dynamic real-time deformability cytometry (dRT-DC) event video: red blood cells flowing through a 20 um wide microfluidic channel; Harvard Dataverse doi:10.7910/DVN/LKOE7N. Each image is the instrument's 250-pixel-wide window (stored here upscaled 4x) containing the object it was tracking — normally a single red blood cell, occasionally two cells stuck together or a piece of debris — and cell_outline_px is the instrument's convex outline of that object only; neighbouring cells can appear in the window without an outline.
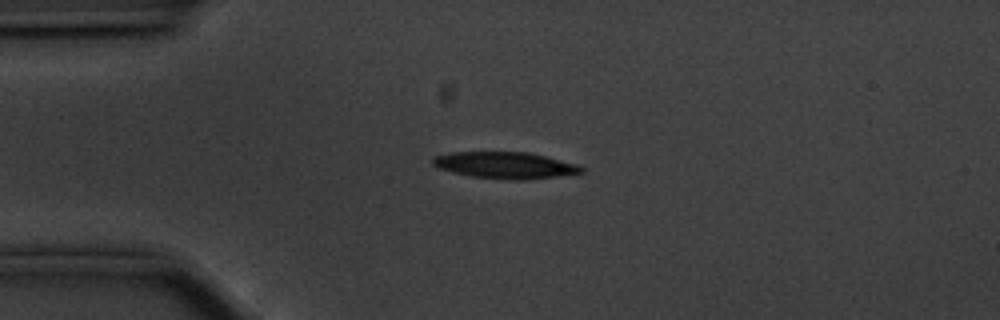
{"species": "common noctule bat (a hibernating species)", "species_latin": "Nyctalus noctula", "temperature_condition": "cold", "stored_images_in_passage": 44, "camera_frame_rate_fps": 3000, "um_per_image_px": 0.085, "animal": {"sex": "male", "body_mass_g": 20.1, "forearm_length_mm": 53.5}, "frame": {"image": 1, "passage_image": 1, "time_ms": 0.0, "image_size_px": [1000, 320], "cell_outline_px": [[584, 172], [556, 176], [520, 180], [512, 180], [472, 176], [436, 168], [432, 164], [432, 160], [436, 156], [452, 152], [528, 152], [548, 156], [576, 164], [584, 168]], "centroid_in_image_um": [42.94, 14.03], "position_along_channel_um": 42.1, "area_um2": 22.83}}
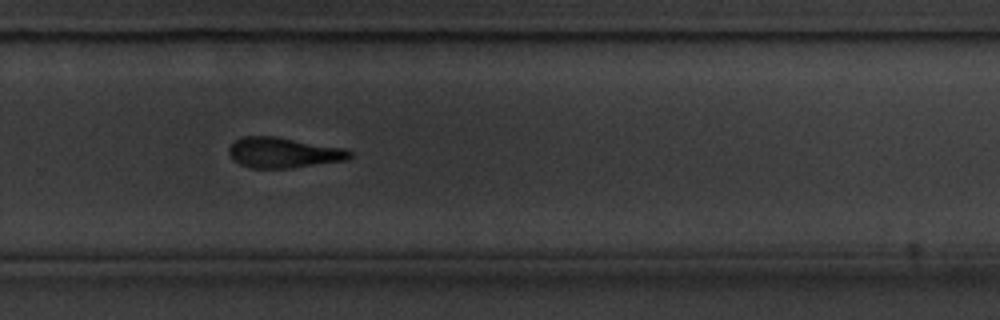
{"frame": {"image": 2, "passage_image": 25, "time_ms": 8.0, "image_size_px": [1000, 320], "cell_outline_px": [[352, 156], [348, 160], [292, 168], [252, 168], [240, 164], [228, 152], [228, 148], [236, 140], [244, 136], [276, 136], [344, 148], [352, 152]], "centroid_in_image_um": [24.13, 12.97], "position_along_channel_um": 305.7, "area_um2": 21.39}}
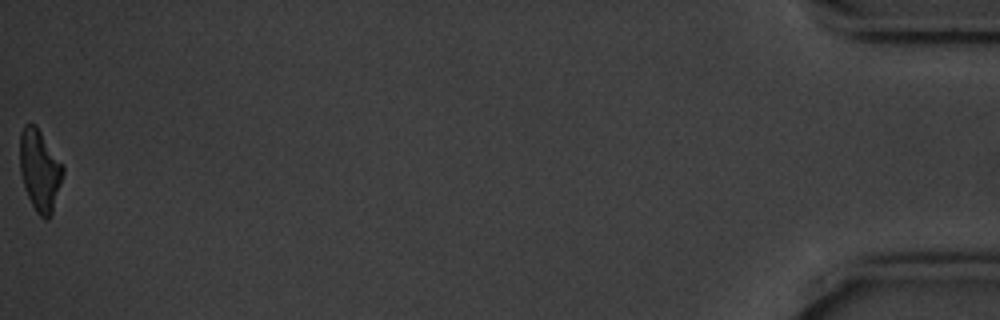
{"frame": {"image": 3, "passage_image": 44, "time_ms": 14.333, "image_size_px": [1000, 320], "cell_outline_px": [[64, 172], [52, 212], [48, 220], [44, 220], [36, 212], [24, 188], [20, 172], [20, 132], [24, 124], [36, 124], [64, 164]], "centroid_in_image_um": [3.38, 14.44], "position_along_channel_um": 431.8, "area_um2": 20.69}, "authors_computed_cell_mechanics": {"area_um2": 22.6287, "velocity_mm_per_s": 3.5627, "shape_relaxation_time_tau1_ms": 3.5038, "shape_relaxation_time_tau2_ms": 8.0543, "deformation_change_tau1": 0.1397, "deformation_change_tau2": 0.1977}}